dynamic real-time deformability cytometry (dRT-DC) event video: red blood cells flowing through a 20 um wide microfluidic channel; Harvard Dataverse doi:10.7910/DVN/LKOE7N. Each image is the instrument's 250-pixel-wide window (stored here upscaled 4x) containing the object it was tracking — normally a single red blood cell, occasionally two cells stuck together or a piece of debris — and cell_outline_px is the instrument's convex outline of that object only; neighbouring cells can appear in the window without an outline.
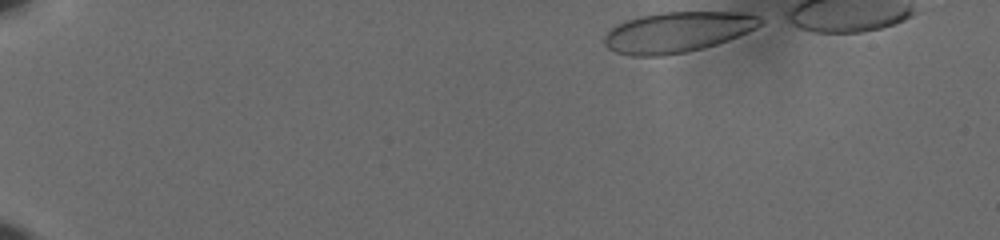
{"species": "human", "species_latin": "Homo sapiens", "temperature_condition": "cold", "stored_images_in_passage": 45, "camera_frame_rate_fps": 3000, "um_per_image_px": 0.085, "donor": {"sex": "male"}, "frame": {"image": 1, "passage_image": 1, "time_ms": 0.0, "image_size_px": [1000, 240], "cell_outline_px": [[764, 24], [756, 28], [728, 40], [716, 44], [684, 52], [660, 56], [632, 56], [616, 52], [608, 48], [604, 44], [604, 36], [616, 24], [640, 16], [664, 12], [744, 12], [760, 16], [764, 20]], "centroid_in_image_um": [57.6, 2.72], "position_along_channel_um": 27.4, "area_um2": 36.7}}
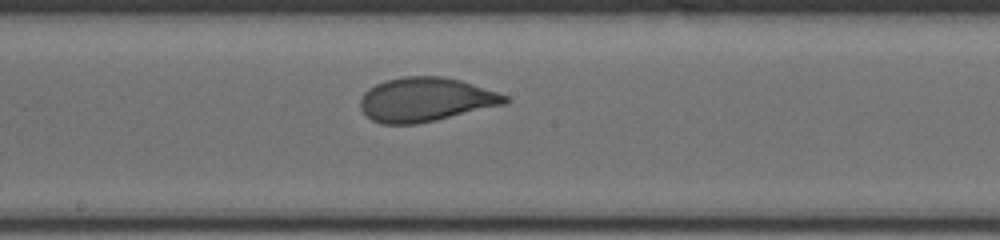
{"frame": {"image": 2, "passage_image": 26, "time_ms": 8.333, "image_size_px": [1000, 240], "cell_outline_px": [[512, 100], [504, 104], [436, 120], [416, 124], [380, 124], [372, 120], [360, 108], [360, 100], [364, 92], [368, 88], [384, 80], [404, 76], [440, 76], [460, 80], [508, 96]], "centroid_in_image_um": [36.14, 8.46], "position_along_channel_um": 212.1, "area_um2": 36.99}}
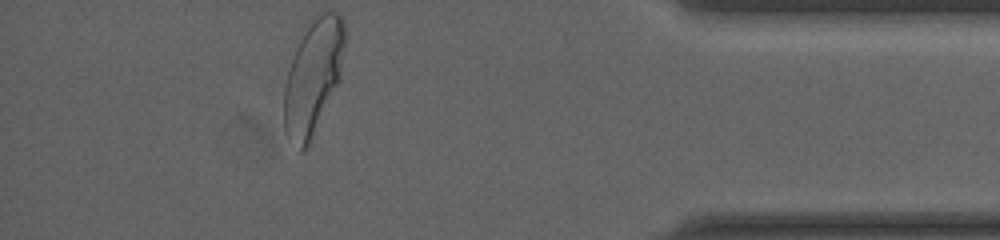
{"frame": {"image": 3, "passage_image": 45, "time_ms": 14.667, "image_size_px": [1000, 240], "cell_outline_px": [[344, 44], [340, 80], [308, 144], [300, 152], [284, 128], [284, 88], [288, 68], [304, 24], [312, 16], [320, 12], [336, 12], [344, 20]], "centroid_in_image_um": [26.6, 6.41], "position_along_channel_um": 408.6, "area_um2": 40.58}, "authors_computed_cell_mechanics": {"area_um2": 37.2232, "velocity_mm_per_s": 3.6072, "shape_relaxation_time_tau1_ms": 4.9149, "shape_relaxation_time_tau2_ms": null, "deformation_change_tau1": 0.1567, "deformation_change_tau2": null}}